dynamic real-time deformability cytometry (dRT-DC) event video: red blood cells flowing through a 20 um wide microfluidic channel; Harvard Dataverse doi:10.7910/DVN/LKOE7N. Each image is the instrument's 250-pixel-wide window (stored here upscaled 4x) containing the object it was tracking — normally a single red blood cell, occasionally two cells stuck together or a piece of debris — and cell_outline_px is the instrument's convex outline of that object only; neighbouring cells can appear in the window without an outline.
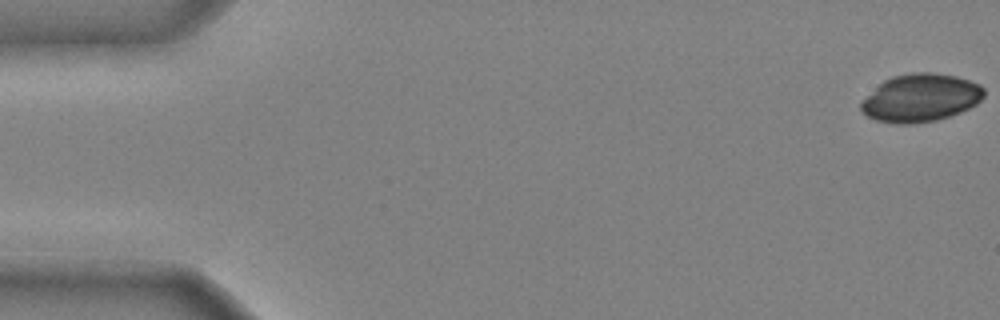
{"species": "common noctule bat (a hibernating species)", "species_latin": "Nyctalus noctula", "temperature_condition": "cold", "stored_images_in_passage": 11, "camera_frame_rate_fps": 3000, "um_per_image_px": 0.085, "animal": {"sex": "male", "body_mass_g": 20.4}, "frame": {"image": 1, "passage_image": 1, "time_ms": 0.0, "image_size_px": [1000, 320], "cell_outline_px": [[984, 96], [976, 104], [960, 112], [936, 120], [912, 124], [896, 124], [876, 120], [868, 116], [860, 108], [860, 100], [884, 80], [892, 76], [912, 72], [932, 72], [956, 76], [980, 84], [984, 88]], "centroid_in_image_um": [78.23, 8.31], "position_along_channel_um": 6.8, "area_um2": 34.39}}